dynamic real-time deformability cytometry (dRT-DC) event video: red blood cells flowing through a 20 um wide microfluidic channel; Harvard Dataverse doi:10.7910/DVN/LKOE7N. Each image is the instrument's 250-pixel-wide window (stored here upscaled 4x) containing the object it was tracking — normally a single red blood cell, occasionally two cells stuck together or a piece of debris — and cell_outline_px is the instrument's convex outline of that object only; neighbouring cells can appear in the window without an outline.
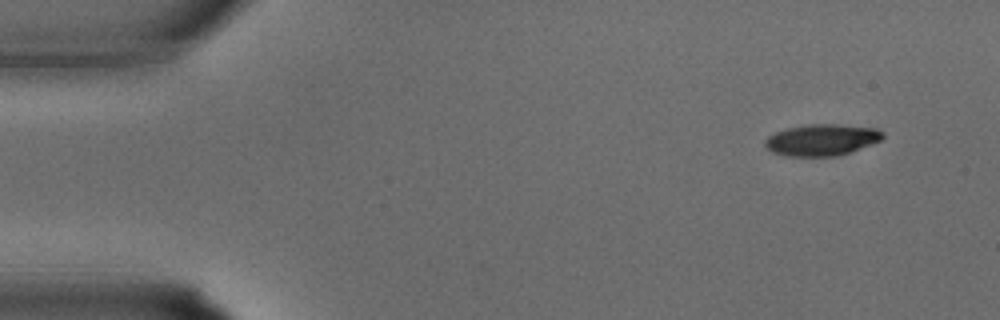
{"species": "common noctule bat (a hibernating species)", "species_latin": "Nyctalus noctula", "temperature_condition": "warm", "stored_images_in_passage": 32, "camera_frame_rate_fps": 3000, "um_per_image_px": 0.085, "animal": {"sex": "male", "body_mass_g": 15.6}, "frame": {"image": 1, "passage_image": 1, "time_ms": 0.0, "image_size_px": [1000, 320], "cell_outline_px": [[884, 136], [880, 140], [848, 152], [836, 156], [784, 156], [772, 152], [764, 144], [764, 140], [768, 136], [776, 132], [788, 128], [808, 124], [836, 124], [876, 128], [884, 132]], "centroid_in_image_um": [69.82, 11.88], "position_along_channel_um": 15.2, "area_um2": 21.39}}
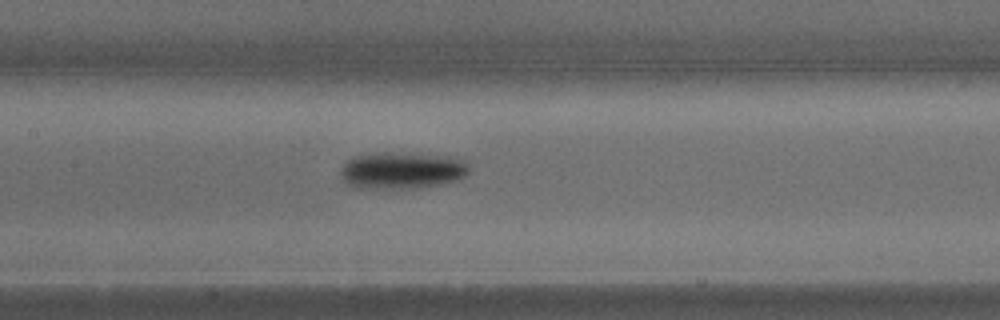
{"frame": {"image": 2, "passage_image": 14, "time_ms": 4.333, "image_size_px": [1000, 320], "cell_outline_px": [[468, 172], [464, 176], [456, 180], [440, 184], [420, 188], [352, 188], [340, 176], [340, 168], [348, 160], [356, 156], [384, 152], [448, 156], [464, 160], [468, 164]], "centroid_in_image_um": [34.14, 14.5], "position_along_channel_um": 173.3, "area_um2": 27.46}}
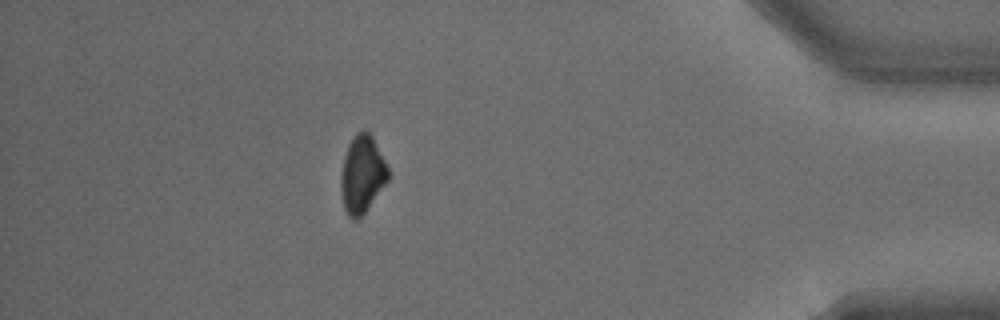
{"frame": {"image": 3, "passage_image": 28, "time_ms": 9.0, "image_size_px": [1000, 320], "cell_outline_px": [[388, 180], [364, 212], [356, 220], [352, 220], [348, 216], [344, 208], [340, 188], [340, 176], [344, 156], [348, 144], [356, 132], [368, 132], [372, 136], [388, 168]], "centroid_in_image_um": [30.75, 14.82], "position_along_channel_um": 404.5, "area_um2": 20.98}}